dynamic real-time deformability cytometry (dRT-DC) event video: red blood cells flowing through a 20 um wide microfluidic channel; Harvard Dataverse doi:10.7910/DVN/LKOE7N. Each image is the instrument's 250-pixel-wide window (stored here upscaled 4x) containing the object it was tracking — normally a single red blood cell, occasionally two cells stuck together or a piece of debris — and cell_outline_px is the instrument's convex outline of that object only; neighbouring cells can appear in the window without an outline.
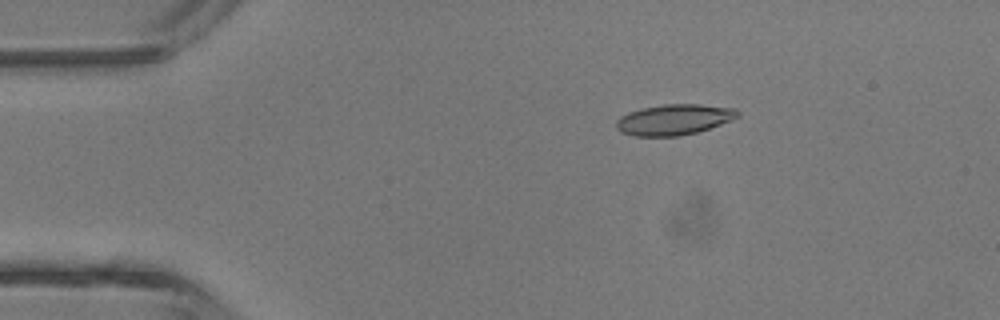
{"species": "common noctule bat (a hibernating species)", "species_latin": "Nyctalus noctula", "temperature_condition": "room temperature", "stored_images_in_passage": 5, "camera_frame_rate_fps": 3000, "um_per_image_px": 0.085, "animal": {"sex": "male", "body_mass_g": 13.3}, "frame": {"image": 1, "passage_image": 3, "time_ms": 2.333, "image_size_px": [1000, 320], "cell_outline_px": [[740, 116], [732, 120], [696, 132], [680, 136], [632, 136], [620, 132], [616, 128], [616, 120], [620, 116], [628, 112], [640, 108], [664, 104], [700, 104], [736, 108], [740, 112]], "centroid_in_image_um": [57.27, 10.16], "position_along_channel_um": 27.7, "area_um2": 21.91}}
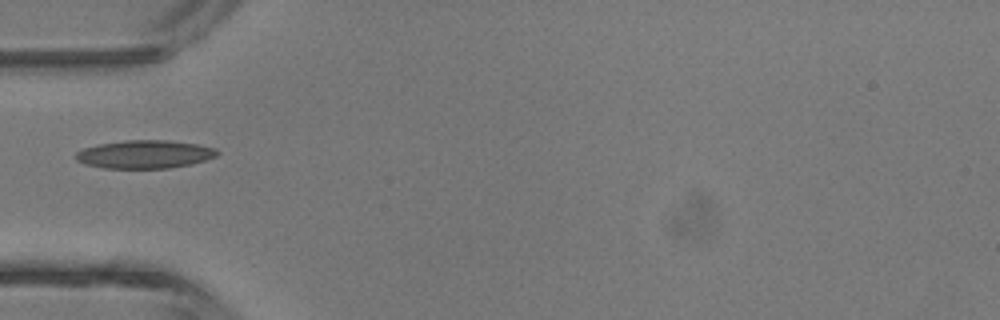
{"frame": {"image": 2, "passage_image": 5, "time_ms": 4.667, "image_size_px": [1000, 320], "cell_outline_px": [[220, 152], [216, 156], [204, 160], [188, 164], [168, 168], [104, 168], [84, 164], [76, 160], [76, 152], [84, 148], [100, 144], [124, 140], [168, 140], [196, 144], [216, 148]], "centroid_in_image_um": [12.28, 13.11], "position_along_channel_um": 72.7, "area_um2": 23.06}}